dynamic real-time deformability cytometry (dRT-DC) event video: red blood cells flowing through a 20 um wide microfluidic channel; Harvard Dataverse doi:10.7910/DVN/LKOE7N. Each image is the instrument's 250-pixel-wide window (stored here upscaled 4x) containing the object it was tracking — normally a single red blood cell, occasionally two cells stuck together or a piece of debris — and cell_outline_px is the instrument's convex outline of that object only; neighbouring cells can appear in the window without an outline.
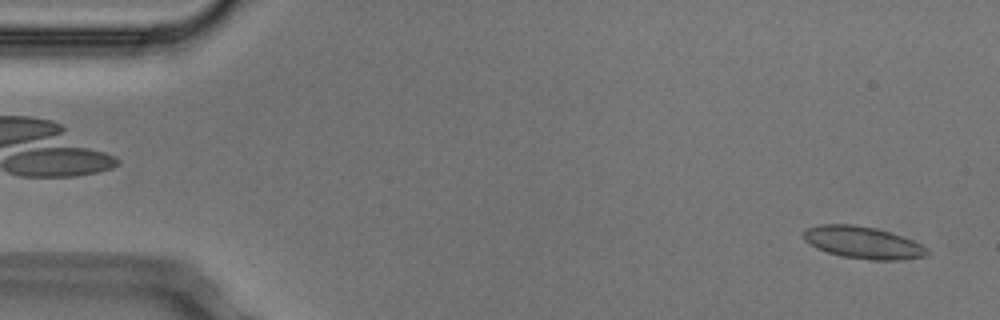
{"species": "Egyptian fruit bat (a non-hibernating species)", "species_latin": "Rousettus aegyptiacus", "temperature_condition": "cold", "stored_images_in_passage": 6, "camera_frame_rate_fps": 3000, "um_per_image_px": 0.085, "animal": {"sex": "male"}, "frame": {"image": 1, "passage_image": 6, "time_ms": 1.667, "image_size_px": [1000, 320], "cell_outline_px": [[932, 252], [924, 256], [896, 260], [872, 260], [844, 256], [828, 252], [816, 248], [808, 244], [804, 240], [804, 232], [808, 228], [816, 224], [852, 224], [876, 228], [912, 240], [928, 248]], "centroid_in_image_um": [73.33, 20.61], "position_along_channel_um": 11.7, "area_um2": 22.95}}